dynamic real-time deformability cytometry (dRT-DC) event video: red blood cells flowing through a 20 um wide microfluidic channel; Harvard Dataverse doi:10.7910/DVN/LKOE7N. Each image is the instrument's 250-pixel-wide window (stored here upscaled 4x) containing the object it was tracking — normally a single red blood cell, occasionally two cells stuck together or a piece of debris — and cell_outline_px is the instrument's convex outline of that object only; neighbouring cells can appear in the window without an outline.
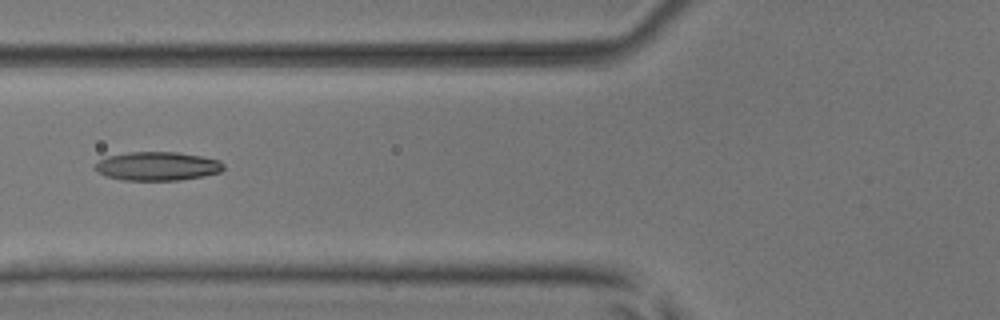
{"species": "common noctule bat (a hibernating species)", "species_latin": "Nyctalus noctula", "temperature_condition": "room temperature", "stored_images_in_passage": 7, "camera_frame_rate_fps": 3000, "um_per_image_px": 0.085, "animal": {"sex": "male", "body_mass_g": 17.9, "forearm_length_mm": 54.2}, "frame": {"image": 1, "passage_image": 6, "time_ms": 6.667, "image_size_px": [1000, 320], "cell_outline_px": [[224, 168], [220, 172], [204, 176], [180, 180], [124, 180], [104, 176], [96, 172], [96, 164], [100, 160], [108, 156], [128, 152], [176, 152], [200, 156], [220, 160], [224, 164]], "centroid_in_image_um": [13.38, 14.13], "position_along_channel_um": 112.4, "area_um2": 21.5}}
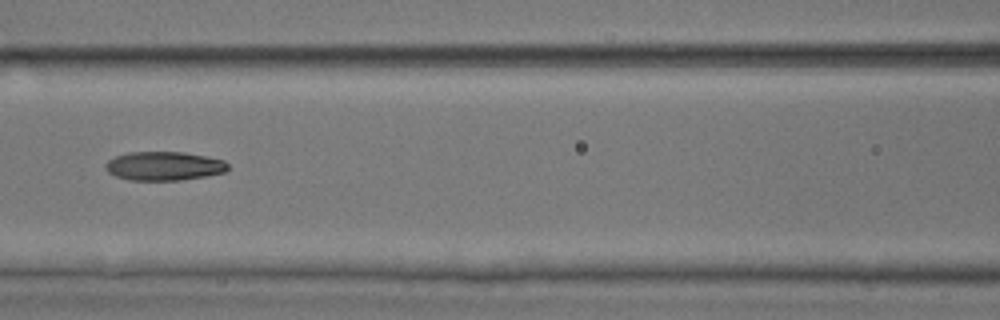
{"frame": {"image": 2, "passage_image": 7, "time_ms": 7.667, "image_size_px": [1000, 320], "cell_outline_px": [[228, 168], [224, 172], [204, 176], [180, 180], [128, 180], [116, 176], [108, 172], [104, 168], [104, 164], [108, 160], [116, 156], [128, 152], [184, 152], [224, 160], [228, 164]], "centroid_in_image_um": [13.9, 14.11], "position_along_channel_um": 152.7, "area_um2": 20.52}}